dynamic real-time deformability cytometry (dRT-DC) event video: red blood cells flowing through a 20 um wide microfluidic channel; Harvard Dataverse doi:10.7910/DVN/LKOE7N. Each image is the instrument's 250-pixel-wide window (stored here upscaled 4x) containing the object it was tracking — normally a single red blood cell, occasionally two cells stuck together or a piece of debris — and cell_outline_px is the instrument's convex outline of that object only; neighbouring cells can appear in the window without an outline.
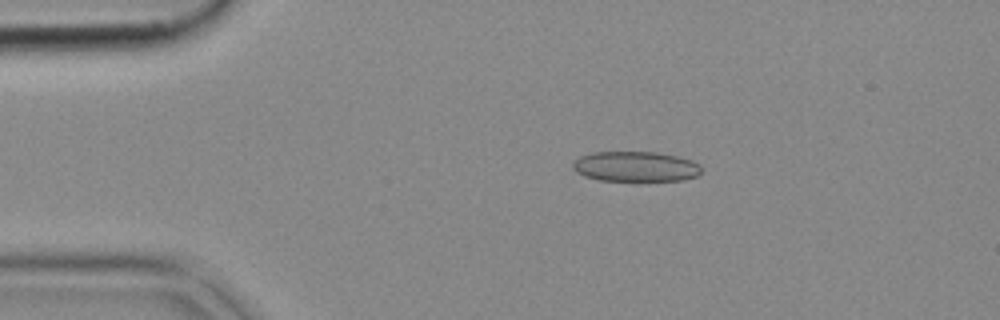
{"species": "common noctule bat (a hibernating species)", "species_latin": "Nyctalus noctula", "temperature_condition": "cold", "stored_images_in_passage": 47, "camera_frame_rate_fps": 3000, "um_per_image_px": 0.085, "animal": {"sex": "female", "body_mass_g": 18.4}, "frame": {"image": 1, "passage_image": 5, "time_ms": 1.333, "image_size_px": [1000, 320], "cell_outline_px": [[700, 172], [696, 176], [680, 180], [600, 180], [584, 176], [576, 172], [572, 168], [572, 164], [580, 156], [592, 152], [656, 152], [676, 156], [692, 160], [700, 164]], "centroid_in_image_um": [54.0, 14.14], "position_along_channel_um": 31.0, "area_um2": 22.43}}
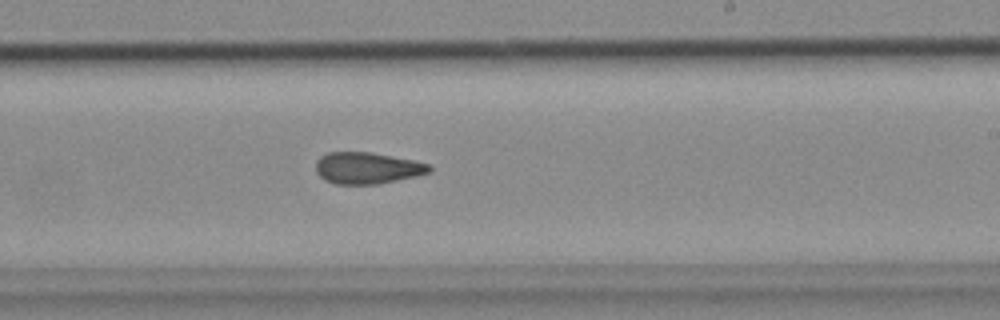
{"frame": {"image": 2, "passage_image": 26, "time_ms": 8.333, "image_size_px": [1000, 320], "cell_outline_px": [[432, 168], [428, 172], [416, 176], [380, 184], [336, 184], [324, 180], [316, 172], [316, 160], [320, 156], [328, 152], [368, 152], [412, 160], [428, 164]], "centroid_in_image_um": [31.16, 14.29], "position_along_channel_um": 257.8, "area_um2": 20.75}}
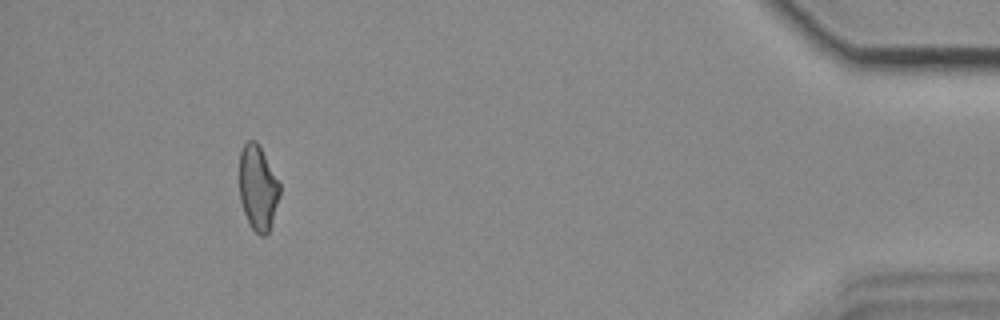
{"frame": {"image": 3, "passage_image": 43, "time_ms": 14.0, "image_size_px": [1000, 320], "cell_outline_px": [[280, 196], [272, 224], [268, 232], [264, 236], [260, 236], [252, 228], [244, 212], [240, 200], [240, 152], [244, 144], [248, 140], [256, 140], [280, 184]], "centroid_in_image_um": [21.93, 15.98], "position_along_channel_um": 413.3, "area_um2": 19.83}}